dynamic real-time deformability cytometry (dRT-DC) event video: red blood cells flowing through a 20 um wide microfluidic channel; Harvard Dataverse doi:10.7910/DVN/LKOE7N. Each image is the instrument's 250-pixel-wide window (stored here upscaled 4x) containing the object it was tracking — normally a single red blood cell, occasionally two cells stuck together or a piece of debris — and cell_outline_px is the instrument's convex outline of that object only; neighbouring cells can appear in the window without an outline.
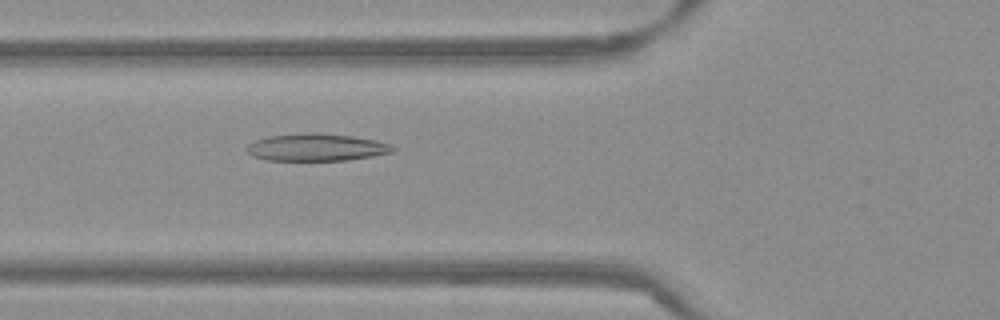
{"species": "Egyptian fruit bat (a non-hibernating species)", "species_latin": "Rousettus aegyptiacus", "temperature_condition": "warm", "stored_images_in_passage": 36, "camera_frame_rate_fps": 3000, "um_per_image_px": 0.085, "frame": {"image": 1, "passage_image": 3, "time_ms": 0.667, "image_size_px": [1000, 320], "cell_outline_px": [[396, 148], [392, 152], [372, 156], [348, 160], [264, 160], [252, 156], [244, 148], [248, 144], [256, 140], [268, 136], [304, 132], [320, 132], [352, 136], [376, 140], [392, 144]], "centroid_in_image_um": [26.88, 12.51], "position_along_channel_um": 98.9, "area_um2": 23.52}}
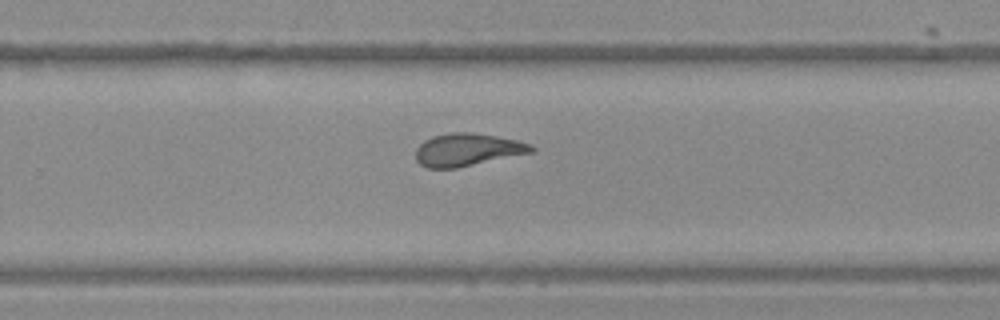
{"frame": {"image": 2, "passage_image": 18, "time_ms": 5.667, "image_size_px": [1000, 320], "cell_outline_px": [[536, 148], [532, 152], [456, 168], [428, 168], [420, 164], [416, 160], [416, 148], [424, 140], [432, 136], [452, 132], [472, 132], [496, 136], [516, 140], [532, 144]], "centroid_in_image_um": [39.71, 12.72], "position_along_channel_um": 290.1, "area_um2": 21.91}}
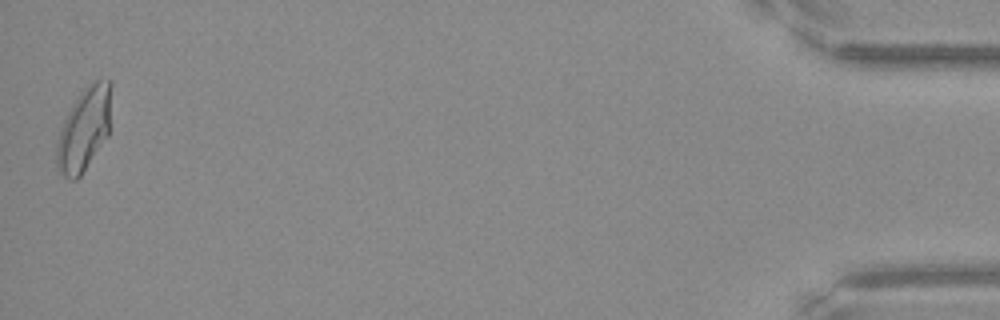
{"frame": {"image": 3, "passage_image": 36, "time_ms": 11.667, "image_size_px": [1000, 320], "cell_outline_px": [[112, 84], [108, 136], [80, 176], [76, 180], [72, 180], [64, 176], [60, 172], [56, 164], [56, 140], [60, 128], [72, 104], [84, 88], [88, 84], [96, 80], [108, 80]], "centroid_in_image_um": [7.14, 10.98], "position_along_channel_um": 428.1, "area_um2": 26.47}}